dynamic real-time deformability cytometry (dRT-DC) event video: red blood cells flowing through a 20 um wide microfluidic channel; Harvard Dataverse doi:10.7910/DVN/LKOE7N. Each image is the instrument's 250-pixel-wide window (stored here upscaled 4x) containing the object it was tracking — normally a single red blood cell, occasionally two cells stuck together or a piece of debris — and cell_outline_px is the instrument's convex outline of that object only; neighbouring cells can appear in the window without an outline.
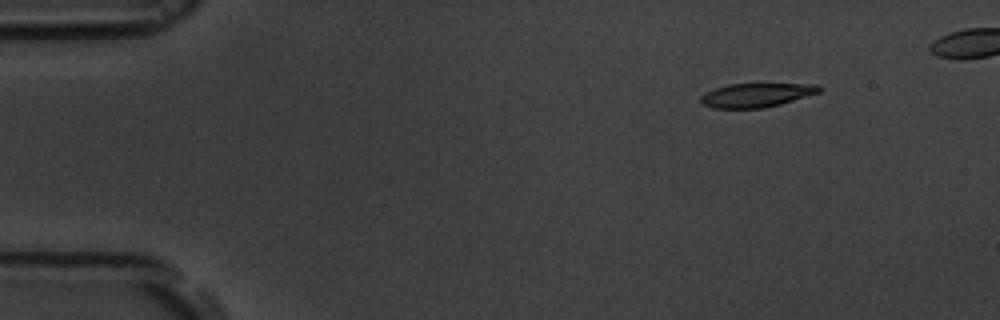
{"species": "common noctule bat (a hibernating species)", "species_latin": "Nyctalus noctula", "temperature_condition": "room temperature", "stored_images_in_passage": 4, "camera_frame_rate_fps": 3000, "um_per_image_px": 0.085, "animal": {"sex": "male", "body_mass_g": 19.5, "forearm_length_mm": 54.6}, "frame": {"image": 1, "passage_image": 1, "time_ms": 0.0, "image_size_px": [1000, 320], "cell_outline_px": [[820, 92], [780, 104], [764, 108], [712, 108], [704, 104], [700, 100], [700, 96], [704, 92], [728, 84], [820, 84]], "centroid_in_image_um": [64.27, 8.08], "position_along_channel_um": 20.7, "area_um2": 16.42}}